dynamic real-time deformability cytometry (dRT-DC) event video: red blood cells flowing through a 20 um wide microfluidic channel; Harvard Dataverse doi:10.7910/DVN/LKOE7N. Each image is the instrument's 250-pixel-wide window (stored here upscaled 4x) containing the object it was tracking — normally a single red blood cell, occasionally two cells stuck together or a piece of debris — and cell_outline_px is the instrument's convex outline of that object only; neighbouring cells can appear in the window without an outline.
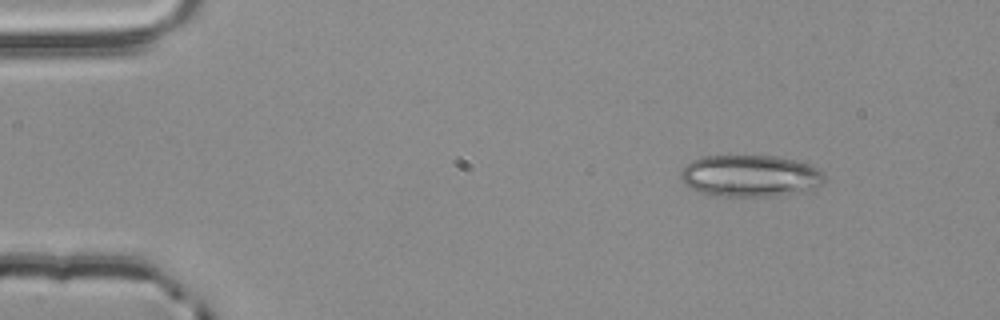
{"species": "common noctule bat (a hibernating species)", "species_latin": "Nyctalus noctula", "temperature_condition": "room temperature", "stored_images_in_passage": 4, "camera_frame_rate_fps": 3000, "um_per_image_px": 0.085, "animal": {"sex": "male", "body_mass_g": 20.4}, "frame": {"image": 1, "passage_image": 1, "time_ms": 0.0, "image_size_px": [1000, 320], "cell_outline_px": [[824, 184], [812, 192], [768, 196], [716, 196], [700, 192], [684, 184], [680, 176], [680, 172], [684, 164], [700, 156], [776, 156], [812, 164], [820, 168], [824, 172]], "centroid_in_image_um": [63.83, 14.95], "position_along_channel_um": 21.2, "area_um2": 35.84}}